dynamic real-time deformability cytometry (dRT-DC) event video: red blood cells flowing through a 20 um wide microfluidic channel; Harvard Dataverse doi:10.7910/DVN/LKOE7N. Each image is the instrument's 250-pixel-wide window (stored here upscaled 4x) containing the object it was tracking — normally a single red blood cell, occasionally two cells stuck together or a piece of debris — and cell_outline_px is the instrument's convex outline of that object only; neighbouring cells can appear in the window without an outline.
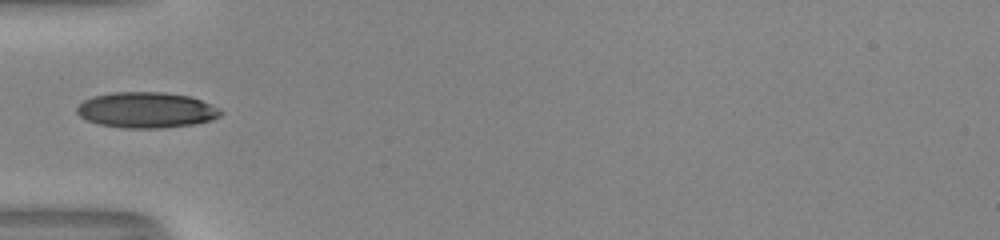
{"species": "human", "species_latin": "Homo sapiens", "temperature_condition": "room temperature", "stored_images_in_passage": 35, "camera_frame_rate_fps": 3000, "um_per_image_px": 0.085, "donor": {"sex": "male"}, "frame": {"image": 1, "passage_image": 1, "time_ms": 0.0, "image_size_px": [1000, 240], "cell_outline_px": [[224, 112], [220, 116], [212, 120], [192, 124], [164, 128], [124, 128], [100, 124], [88, 120], [80, 116], [76, 112], [76, 108], [84, 100], [92, 96], [112, 92], [164, 92], [192, 96], [220, 108]], "centroid_in_image_um": [12.47, 9.34], "position_along_channel_um": 72.5, "area_um2": 30.11}}
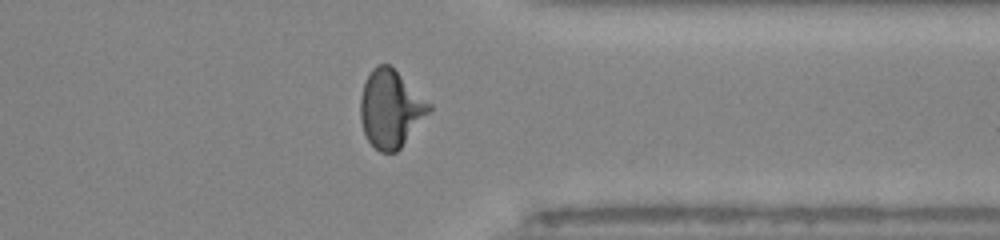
{"frame": {"image": 2, "passage_image": 24, "time_ms": 7.667, "image_size_px": [1000, 240], "cell_outline_px": [[432, 108], [400, 148], [396, 152], [380, 152], [368, 140], [364, 132], [360, 120], [360, 96], [364, 84], [372, 68], [376, 64], [388, 64], [432, 104]], "centroid_in_image_um": [33.18, 9.24], "position_along_channel_um": 378.2, "area_um2": 30.58}}
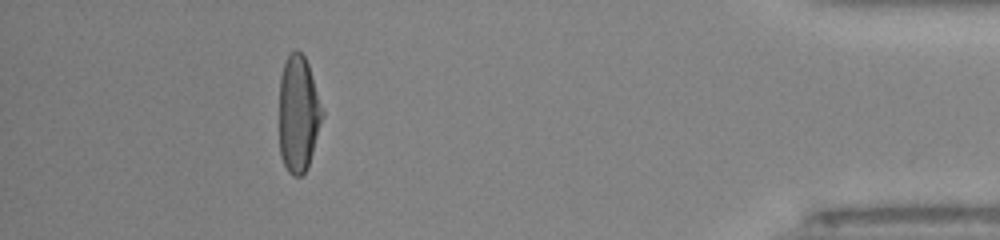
{"frame": {"image": 3, "passage_image": 30, "time_ms": 9.667, "image_size_px": [1000, 240], "cell_outline_px": [[324, 116], [308, 168], [300, 176], [292, 176], [288, 172], [280, 156], [280, 76], [284, 64], [288, 56], [296, 48], [304, 56], [308, 64], [324, 112]], "centroid_in_image_um": [25.37, 9.71], "position_along_channel_um": 409.8, "area_um2": 29.36}, "authors_computed_cell_mechanics": {"area_um2": 29.478, "velocity_mm_per_s": 4.0429, "shape_relaxation_time_tau1_ms": 4.0171, "shape_relaxation_time_tau2_ms": null, "deformation_change_tau1": 0.1921, "deformation_change_tau2": null}}